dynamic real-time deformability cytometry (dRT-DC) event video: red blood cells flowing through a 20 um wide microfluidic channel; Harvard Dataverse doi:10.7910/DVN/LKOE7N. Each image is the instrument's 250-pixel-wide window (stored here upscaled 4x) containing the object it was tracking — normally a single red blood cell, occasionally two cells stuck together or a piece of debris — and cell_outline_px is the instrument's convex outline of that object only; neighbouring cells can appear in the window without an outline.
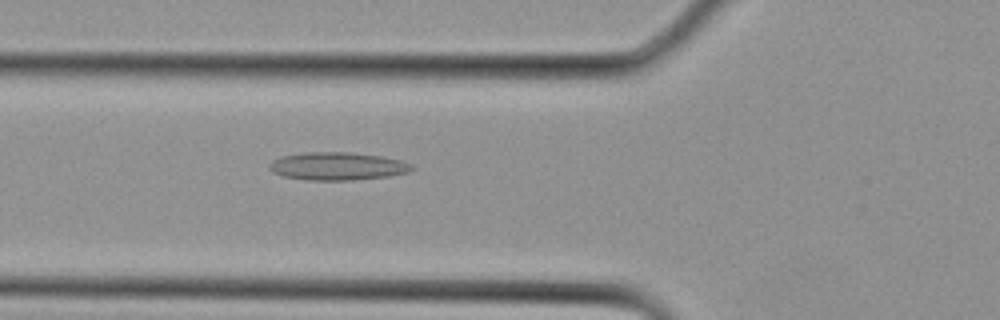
{"species": "Egyptian fruit bat (a non-hibernating species)", "species_latin": "Rousettus aegyptiacus", "temperature_condition": "cold", "stored_images_in_passage": 10, "camera_frame_rate_fps": 3000, "um_per_image_px": 0.085, "animal": {"sex": "female"}, "frame": {"image": 1, "passage_image": 3, "time_ms": 0.667, "image_size_px": [1000, 320], "cell_outline_px": [[416, 168], [408, 172], [388, 176], [352, 180], [304, 180], [284, 176], [272, 172], [268, 168], [268, 164], [272, 160], [280, 156], [308, 152], [352, 152], [380, 156], [400, 160], [412, 164]], "centroid_in_image_um": [28.66, 14.12], "position_along_channel_um": 97.1, "area_um2": 23.29}}
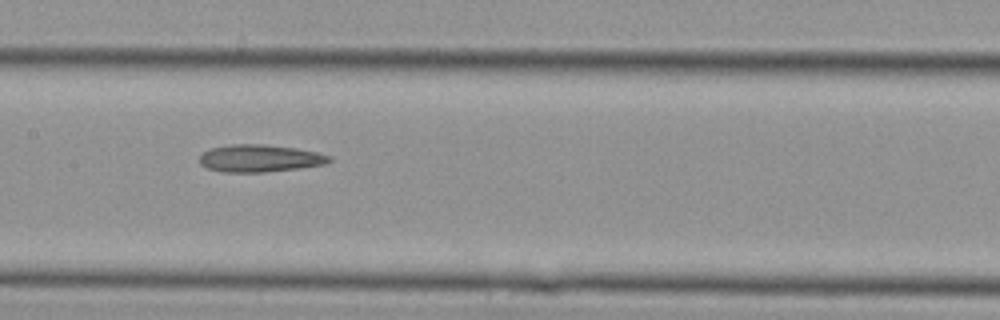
{"frame": {"image": 2, "passage_image": 7, "time_ms": 2.0, "image_size_px": [1000, 320], "cell_outline_px": [[332, 160], [324, 164], [300, 168], [264, 172], [224, 172], [208, 168], [200, 164], [200, 156], [204, 152], [212, 148], [232, 144], [260, 144], [296, 148], [316, 152], [332, 156]], "centroid_in_image_um": [22.1, 13.46], "position_along_channel_um": 185.3, "area_um2": 20.52}}
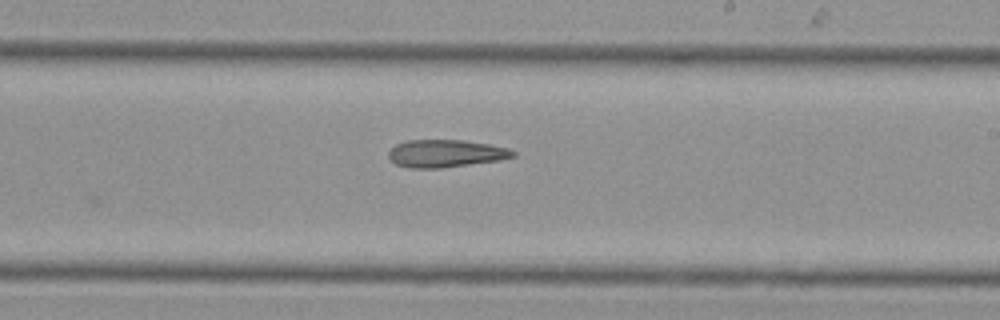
{"frame": {"image": 3, "passage_image": 10, "time_ms": 3.0, "image_size_px": [1000, 320], "cell_outline_px": [[516, 156], [500, 160], [440, 168], [408, 168], [396, 164], [388, 156], [388, 152], [396, 144], [408, 140], [464, 140], [488, 144], [508, 148], [516, 152]], "centroid_in_image_um": [37.89, 13.04], "position_along_channel_um": 251.1, "area_um2": 19.94}}